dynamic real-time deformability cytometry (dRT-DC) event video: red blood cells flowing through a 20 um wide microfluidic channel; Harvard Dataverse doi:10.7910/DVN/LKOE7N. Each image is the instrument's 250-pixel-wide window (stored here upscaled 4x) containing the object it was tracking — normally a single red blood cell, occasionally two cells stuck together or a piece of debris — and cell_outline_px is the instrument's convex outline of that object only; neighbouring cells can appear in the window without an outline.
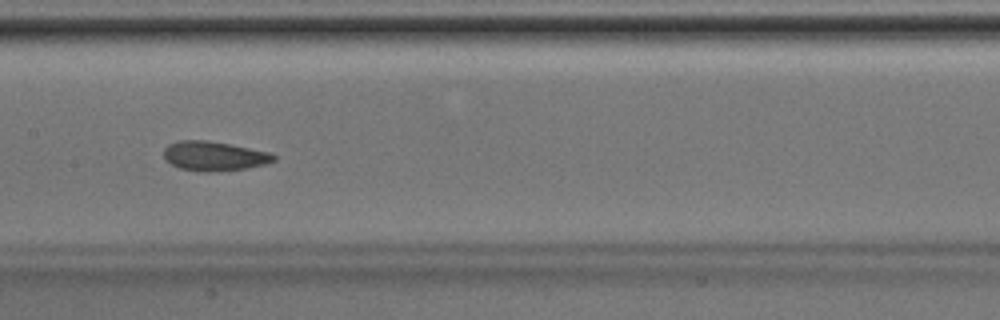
{"species": "Egyptian fruit bat (a non-hibernating species)", "species_latin": "Rousettus aegyptiacus", "temperature_condition": "room temperature", "stored_images_in_passage": 41, "camera_frame_rate_fps": 3000, "um_per_image_px": 0.085, "animal": {"sex": "male"}, "frame": {"image": 1, "passage_image": 18, "time_ms": 5.667, "image_size_px": [1000, 320], "cell_outline_px": [[276, 160], [264, 164], [244, 168], [208, 172], [204, 172], [180, 168], [164, 160], [164, 148], [168, 144], [180, 140], [208, 140], [268, 152], [276, 156]], "centroid_in_image_um": [18.15, 13.26], "position_along_channel_um": 189.3, "area_um2": 18.61}}
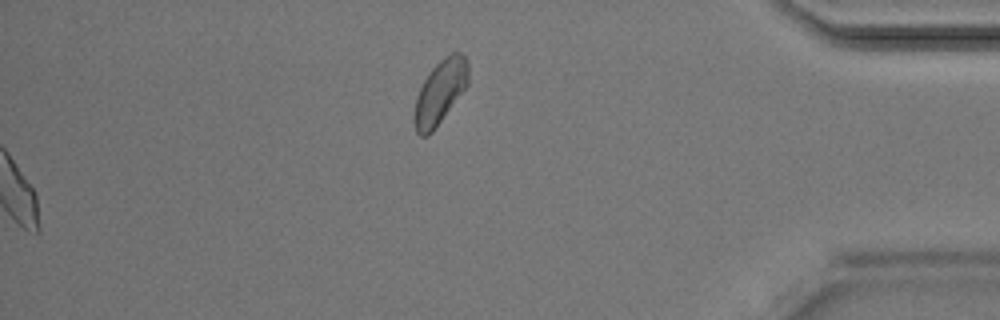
{"frame": {"image": 2, "passage_image": 41, "time_ms": 13.333, "image_size_px": [1000, 320], "cell_outline_px": [[468, 84], [432, 132], [428, 136], [420, 136], [416, 132], [412, 120], [412, 116], [416, 96], [424, 80], [432, 68], [444, 56], [452, 52], [460, 52], [468, 60]], "centroid_in_image_um": [37.37, 7.83], "position_along_channel_um": 397.8, "area_um2": 20.17}}